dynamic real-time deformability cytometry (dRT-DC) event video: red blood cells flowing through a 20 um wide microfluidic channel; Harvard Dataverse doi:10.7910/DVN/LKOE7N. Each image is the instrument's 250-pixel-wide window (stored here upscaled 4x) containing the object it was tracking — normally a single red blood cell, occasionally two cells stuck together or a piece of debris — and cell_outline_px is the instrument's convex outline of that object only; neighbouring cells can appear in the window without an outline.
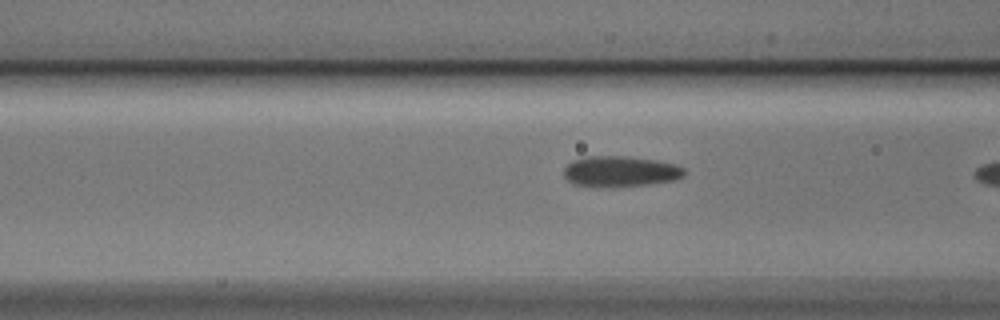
{"species": "Egyptian fruit bat (a non-hibernating species)", "species_latin": "Rousettus aegyptiacus", "temperature_condition": "cold", "stored_images_in_passage": 6, "camera_frame_rate_fps": 3000, "um_per_image_px": 0.085, "animal": {"sex": "male"}, "frame": {"image": 1, "passage_image": 5, "time_ms": 1.333, "image_size_px": [1000, 320], "cell_outline_px": [[684, 176], [672, 180], [652, 184], [612, 188], [596, 188], [572, 184], [564, 176], [564, 168], [572, 160], [588, 156], [624, 156], [656, 160], [676, 164], [684, 168]], "centroid_in_image_um": [52.69, 14.59], "position_along_channel_um": 113.9, "area_um2": 22.02}}